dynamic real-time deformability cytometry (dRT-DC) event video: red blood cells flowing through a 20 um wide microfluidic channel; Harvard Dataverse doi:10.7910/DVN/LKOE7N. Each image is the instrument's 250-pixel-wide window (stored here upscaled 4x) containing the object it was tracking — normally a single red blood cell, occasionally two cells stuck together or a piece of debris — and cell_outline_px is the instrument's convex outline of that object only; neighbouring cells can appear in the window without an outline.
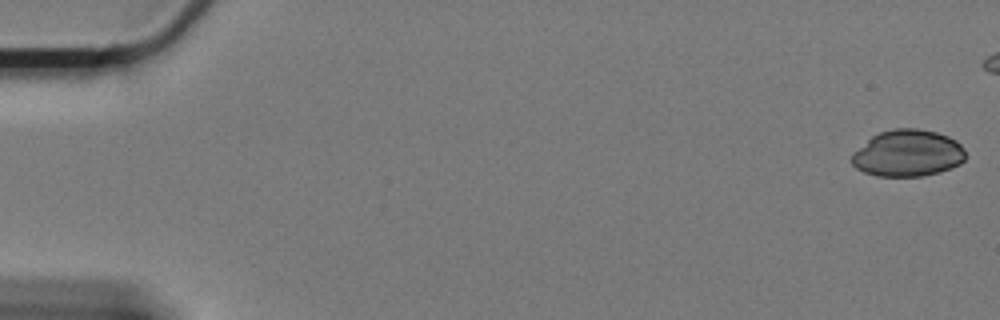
{"species": "Egyptian fruit bat (a non-hibernating species)", "species_latin": "Rousettus aegyptiacus", "temperature_condition": "cold", "stored_images_in_passage": 18, "camera_frame_rate_fps": 3000, "um_per_image_px": 0.085, "animal": {"sex": "female"}, "frame": {"image": 1, "passage_image": 1, "time_ms": 0.0, "image_size_px": [1000, 320], "cell_outline_px": [[964, 160], [960, 164], [952, 168], [940, 172], [920, 176], [876, 176], [864, 172], [856, 168], [852, 164], [852, 156], [872, 136], [880, 132], [892, 128], [916, 128], [936, 132], [948, 136], [956, 140], [964, 148]], "centroid_in_image_um": [77.19, 13.03], "position_along_channel_um": 7.8, "area_um2": 30.81}}